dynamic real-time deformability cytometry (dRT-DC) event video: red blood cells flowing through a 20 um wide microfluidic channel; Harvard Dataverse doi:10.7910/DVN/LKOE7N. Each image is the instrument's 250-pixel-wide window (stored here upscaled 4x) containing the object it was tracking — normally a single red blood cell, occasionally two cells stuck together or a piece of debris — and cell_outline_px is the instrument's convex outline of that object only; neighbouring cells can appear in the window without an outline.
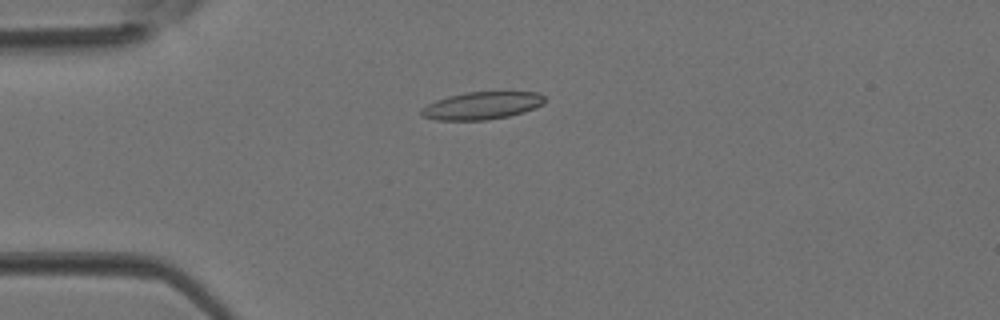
{"species": "Egyptian fruit bat (a non-hibernating species)", "species_latin": "Rousettus aegyptiacus", "temperature_condition": "room temperature", "stored_images_in_passage": 3, "camera_frame_rate_fps": 3000, "um_per_image_px": 0.085, "animal": {"sex": "female"}, "frame": {"image": 1, "passage_image": 3, "time_ms": 0.667, "image_size_px": [1000, 320], "cell_outline_px": [[544, 104], [524, 112], [508, 116], [488, 120], [436, 120], [420, 116], [420, 108], [436, 100], [448, 96], [464, 92], [540, 92], [544, 96]], "centroid_in_image_um": [40.93, 8.98], "position_along_channel_um": 44.1, "area_um2": 19.94}}